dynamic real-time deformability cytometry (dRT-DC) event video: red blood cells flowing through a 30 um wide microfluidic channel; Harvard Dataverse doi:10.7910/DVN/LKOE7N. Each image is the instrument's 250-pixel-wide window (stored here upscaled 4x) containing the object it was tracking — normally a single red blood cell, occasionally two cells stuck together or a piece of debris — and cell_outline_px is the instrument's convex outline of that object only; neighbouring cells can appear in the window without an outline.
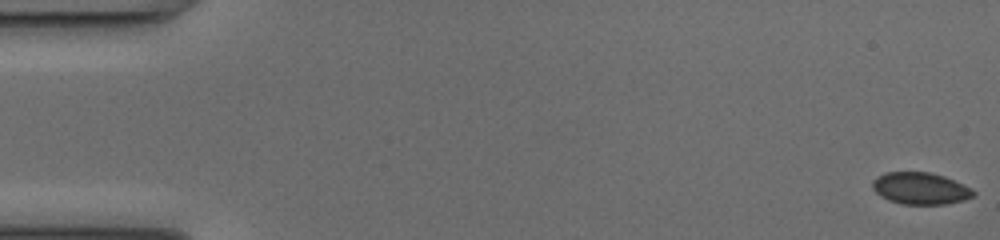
{"species": "common noctule bat (a hibernating species)", "species_latin": "Nyctalus noctula", "temperature_condition": "cold", "stored_images_in_passage": 17, "camera_frame_rate_fps": 3000, "um_per_image_px": 0.085, "animal": {"sex": "female", "body_mass_g": 17.0, "forearm_length_mm": 48.0}, "frame": {"image": 1, "passage_image": 1, "time_ms": 0.0, "image_size_px": [1000, 240], "cell_outline_px": [[976, 196], [964, 200], [944, 204], [900, 204], [888, 200], [880, 196], [872, 188], [872, 180], [876, 176], [884, 172], [928, 172], [944, 176], [972, 188], [976, 192]], "centroid_in_image_um": [78.22, 16.01], "position_along_channel_um": 6.8, "area_um2": 18.96}}
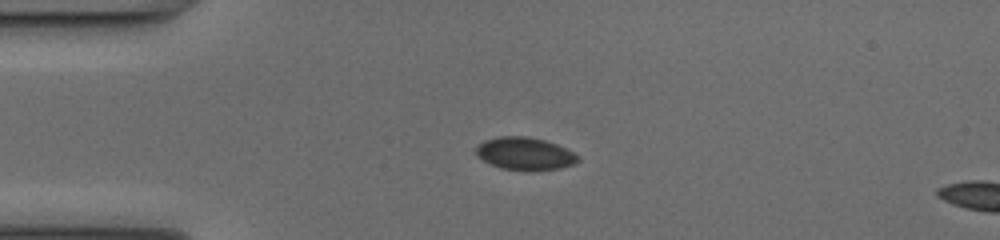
{"frame": {"image": 2, "passage_image": 13, "time_ms": 4.0, "image_size_px": [1000, 240], "cell_outline_px": [[580, 160], [572, 164], [560, 168], [532, 172], [528, 172], [500, 168], [488, 164], [476, 156], [476, 144], [484, 140], [500, 136], [528, 136], [544, 140], [556, 144], [580, 156]], "centroid_in_image_um": [44.57, 13.08], "position_along_channel_um": 40.4, "area_um2": 19.83}}